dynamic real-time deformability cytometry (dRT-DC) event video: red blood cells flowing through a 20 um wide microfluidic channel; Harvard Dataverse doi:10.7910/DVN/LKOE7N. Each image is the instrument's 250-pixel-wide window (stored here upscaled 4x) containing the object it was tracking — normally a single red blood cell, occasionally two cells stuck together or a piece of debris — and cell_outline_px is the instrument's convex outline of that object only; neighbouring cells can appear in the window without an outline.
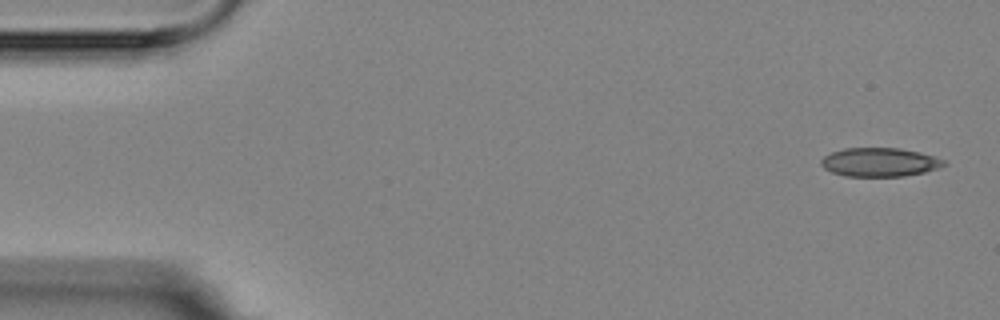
{"species": "Egyptian fruit bat (a non-hibernating species)", "species_latin": "Rousettus aegyptiacus", "temperature_condition": "room temperature", "stored_images_in_passage": 6, "camera_frame_rate_fps": 3000, "um_per_image_px": 0.085, "animal": {"sex": "female"}, "frame": {"image": 1, "passage_image": 1, "time_ms": 0.0, "image_size_px": [1000, 320], "cell_outline_px": [[948, 164], [924, 172], [904, 176], [844, 176], [832, 172], [824, 168], [820, 164], [820, 160], [824, 156], [832, 152], [844, 148], [900, 148], [920, 152], [944, 160]], "centroid_in_image_um": [74.74, 13.78], "position_along_channel_um": 10.3, "area_um2": 20.52}}
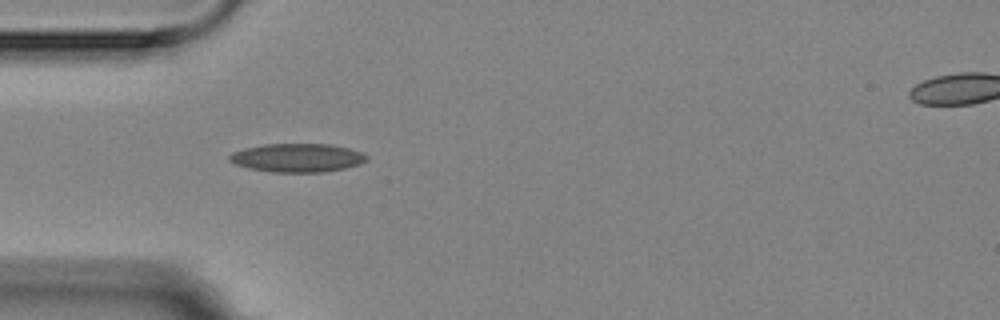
{"frame": {"image": 2, "passage_image": 5, "time_ms": 4.667, "image_size_px": [1000, 320], "cell_outline_px": [[368, 160], [360, 164], [344, 168], [324, 172], [272, 172], [248, 168], [236, 164], [228, 160], [228, 156], [232, 152], [244, 148], [264, 144], [332, 144], [348, 148], [360, 152], [368, 156]], "centroid_in_image_um": [25.26, 13.41], "position_along_channel_um": 59.7, "area_um2": 22.89}}
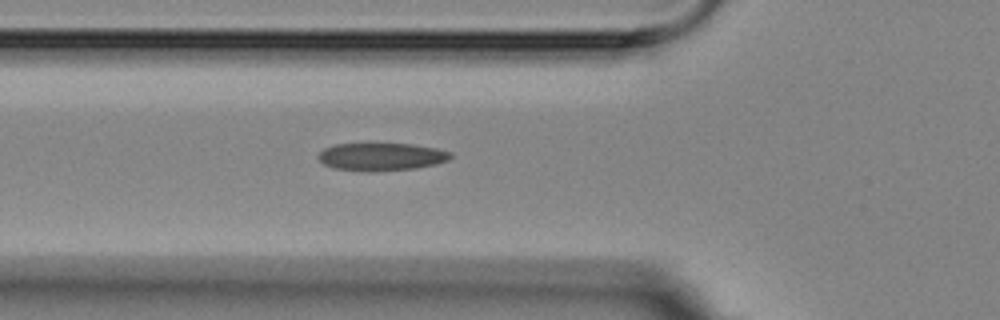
{"frame": {"image": 3, "passage_image": 6, "time_ms": 5.667, "image_size_px": [1000, 320], "cell_outline_px": [[452, 156], [448, 160], [436, 164], [416, 168], [332, 168], [324, 164], [316, 156], [324, 148], [336, 144], [412, 144], [436, 148], [452, 152]], "centroid_in_image_um": [32.45, 13.26], "position_along_channel_um": 93.3, "area_um2": 20.23}}